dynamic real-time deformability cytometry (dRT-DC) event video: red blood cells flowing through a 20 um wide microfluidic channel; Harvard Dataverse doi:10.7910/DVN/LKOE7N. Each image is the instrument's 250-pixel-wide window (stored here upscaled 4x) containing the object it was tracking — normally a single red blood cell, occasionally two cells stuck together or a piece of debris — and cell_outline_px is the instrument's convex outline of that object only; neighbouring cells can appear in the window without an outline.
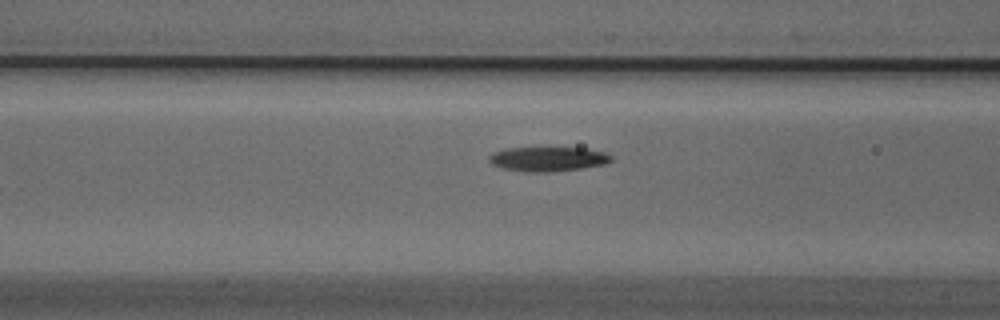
{"species": "Egyptian fruit bat (a non-hibernating species)", "species_latin": "Rousettus aegyptiacus", "temperature_condition": "cold", "stored_images_in_passage": 11, "camera_frame_rate_fps": 3000, "um_per_image_px": 0.085, "animal": {"sex": "male"}, "frame": {"image": 1, "passage_image": 6, "time_ms": 1.667, "image_size_px": [1000, 320], "cell_outline_px": [[612, 160], [604, 164], [580, 168], [548, 172], [524, 172], [504, 168], [492, 164], [488, 160], [488, 156], [492, 152], [504, 148], [584, 148], [604, 152], [612, 156]], "centroid_in_image_um": [46.53, 13.51], "position_along_channel_um": 120.1, "area_um2": 17.34}}